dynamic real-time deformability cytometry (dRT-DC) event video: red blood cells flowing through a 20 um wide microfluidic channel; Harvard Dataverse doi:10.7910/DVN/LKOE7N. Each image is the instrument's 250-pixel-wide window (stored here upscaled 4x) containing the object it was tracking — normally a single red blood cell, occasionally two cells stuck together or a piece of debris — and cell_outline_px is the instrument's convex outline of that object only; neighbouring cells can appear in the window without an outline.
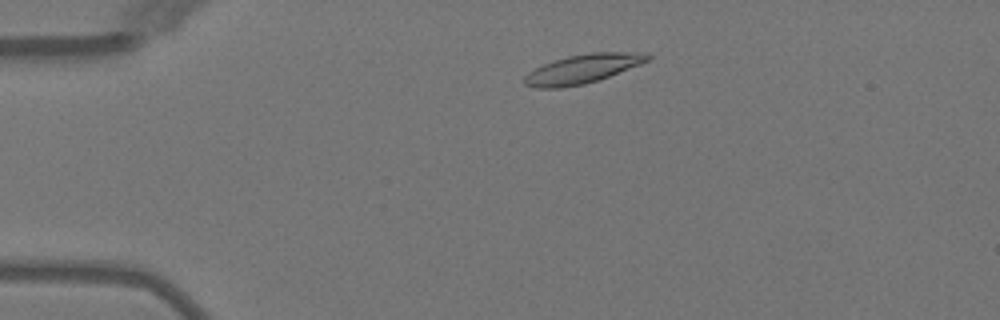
{"species": "Egyptian fruit bat (a non-hibernating species)", "species_latin": "Rousettus aegyptiacus", "temperature_condition": "warm", "stored_images_in_passage": 3, "camera_frame_rate_fps": 3000, "um_per_image_px": 0.085, "animal": {"sex": "female"}, "frame": {"image": 1, "passage_image": 2, "time_ms": 1.333, "image_size_px": [1000, 320], "cell_outline_px": [[652, 60], [608, 76], [584, 84], [560, 88], [536, 88], [524, 84], [524, 76], [528, 72], [544, 64], [568, 56], [592, 52], [648, 52], [652, 56]], "centroid_in_image_um": [49.57, 5.84], "position_along_channel_um": 35.4, "area_um2": 20.75}}